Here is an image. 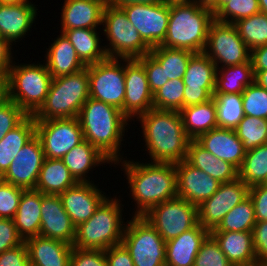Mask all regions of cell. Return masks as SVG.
Instances as JSON below:
<instances>
[{
	"mask_svg": "<svg viewBox=\"0 0 267 266\" xmlns=\"http://www.w3.org/2000/svg\"><path fill=\"white\" fill-rule=\"evenodd\" d=\"M124 157L125 160L115 162L113 167L119 165L121 171L124 170L132 196L130 199L137 206L132 216H143L158 204L178 197L175 163H141Z\"/></svg>",
	"mask_w": 267,
	"mask_h": 266,
	"instance_id": "cell-1",
	"label": "cell"
},
{
	"mask_svg": "<svg viewBox=\"0 0 267 266\" xmlns=\"http://www.w3.org/2000/svg\"><path fill=\"white\" fill-rule=\"evenodd\" d=\"M134 120L140 122L148 162L178 163L186 160L190 138L179 111L152 108Z\"/></svg>",
	"mask_w": 267,
	"mask_h": 266,
	"instance_id": "cell-2",
	"label": "cell"
},
{
	"mask_svg": "<svg viewBox=\"0 0 267 266\" xmlns=\"http://www.w3.org/2000/svg\"><path fill=\"white\" fill-rule=\"evenodd\" d=\"M77 118L84 140L96 147L113 164L125 159L121 142L127 140L123 138L131 121L121 110L89 97Z\"/></svg>",
	"mask_w": 267,
	"mask_h": 266,
	"instance_id": "cell-3",
	"label": "cell"
},
{
	"mask_svg": "<svg viewBox=\"0 0 267 266\" xmlns=\"http://www.w3.org/2000/svg\"><path fill=\"white\" fill-rule=\"evenodd\" d=\"M118 197L108 196L90 219L76 227L73 247L106 250L122 243L127 222L122 214L125 205L120 203V195Z\"/></svg>",
	"mask_w": 267,
	"mask_h": 266,
	"instance_id": "cell-4",
	"label": "cell"
},
{
	"mask_svg": "<svg viewBox=\"0 0 267 266\" xmlns=\"http://www.w3.org/2000/svg\"><path fill=\"white\" fill-rule=\"evenodd\" d=\"M213 21L212 11L196 3L172 4L165 40L160 46L201 53Z\"/></svg>",
	"mask_w": 267,
	"mask_h": 266,
	"instance_id": "cell-5",
	"label": "cell"
},
{
	"mask_svg": "<svg viewBox=\"0 0 267 266\" xmlns=\"http://www.w3.org/2000/svg\"><path fill=\"white\" fill-rule=\"evenodd\" d=\"M89 97L87 68L71 75L52 78L46 99L33 117L35 120L78 117Z\"/></svg>",
	"mask_w": 267,
	"mask_h": 266,
	"instance_id": "cell-6",
	"label": "cell"
},
{
	"mask_svg": "<svg viewBox=\"0 0 267 266\" xmlns=\"http://www.w3.org/2000/svg\"><path fill=\"white\" fill-rule=\"evenodd\" d=\"M17 63L14 61L8 72L10 100L27 115H34L46 99L52 76L44 61Z\"/></svg>",
	"mask_w": 267,
	"mask_h": 266,
	"instance_id": "cell-7",
	"label": "cell"
},
{
	"mask_svg": "<svg viewBox=\"0 0 267 266\" xmlns=\"http://www.w3.org/2000/svg\"><path fill=\"white\" fill-rule=\"evenodd\" d=\"M101 29L107 39V44H102L109 58L138 59L151 51L121 8L105 5Z\"/></svg>",
	"mask_w": 267,
	"mask_h": 266,
	"instance_id": "cell-8",
	"label": "cell"
},
{
	"mask_svg": "<svg viewBox=\"0 0 267 266\" xmlns=\"http://www.w3.org/2000/svg\"><path fill=\"white\" fill-rule=\"evenodd\" d=\"M122 244L134 266H165L166 241L142 216L127 219Z\"/></svg>",
	"mask_w": 267,
	"mask_h": 266,
	"instance_id": "cell-9",
	"label": "cell"
},
{
	"mask_svg": "<svg viewBox=\"0 0 267 266\" xmlns=\"http://www.w3.org/2000/svg\"><path fill=\"white\" fill-rule=\"evenodd\" d=\"M86 68L90 98L122 110L125 97V59L108 57Z\"/></svg>",
	"mask_w": 267,
	"mask_h": 266,
	"instance_id": "cell-10",
	"label": "cell"
},
{
	"mask_svg": "<svg viewBox=\"0 0 267 266\" xmlns=\"http://www.w3.org/2000/svg\"><path fill=\"white\" fill-rule=\"evenodd\" d=\"M216 68L247 63L251 50L239 36L233 24L214 20L208 31L207 43L203 51Z\"/></svg>",
	"mask_w": 267,
	"mask_h": 266,
	"instance_id": "cell-11",
	"label": "cell"
},
{
	"mask_svg": "<svg viewBox=\"0 0 267 266\" xmlns=\"http://www.w3.org/2000/svg\"><path fill=\"white\" fill-rule=\"evenodd\" d=\"M168 241L198 223L197 206L176 197L151 208L142 216Z\"/></svg>",
	"mask_w": 267,
	"mask_h": 266,
	"instance_id": "cell-12",
	"label": "cell"
},
{
	"mask_svg": "<svg viewBox=\"0 0 267 266\" xmlns=\"http://www.w3.org/2000/svg\"><path fill=\"white\" fill-rule=\"evenodd\" d=\"M36 135L42 143L44 157L49 159H62L84 140L77 117L36 120Z\"/></svg>",
	"mask_w": 267,
	"mask_h": 266,
	"instance_id": "cell-13",
	"label": "cell"
},
{
	"mask_svg": "<svg viewBox=\"0 0 267 266\" xmlns=\"http://www.w3.org/2000/svg\"><path fill=\"white\" fill-rule=\"evenodd\" d=\"M121 9L150 48L160 46L164 42L170 5L165 2L159 4H128Z\"/></svg>",
	"mask_w": 267,
	"mask_h": 266,
	"instance_id": "cell-14",
	"label": "cell"
},
{
	"mask_svg": "<svg viewBox=\"0 0 267 266\" xmlns=\"http://www.w3.org/2000/svg\"><path fill=\"white\" fill-rule=\"evenodd\" d=\"M249 189L239 178L221 183L215 194L197 207L198 223L212 231L228 212L249 196Z\"/></svg>",
	"mask_w": 267,
	"mask_h": 266,
	"instance_id": "cell-15",
	"label": "cell"
},
{
	"mask_svg": "<svg viewBox=\"0 0 267 266\" xmlns=\"http://www.w3.org/2000/svg\"><path fill=\"white\" fill-rule=\"evenodd\" d=\"M216 73V65L204 52L194 53L191 56L183 76L184 107L212 99Z\"/></svg>",
	"mask_w": 267,
	"mask_h": 266,
	"instance_id": "cell-16",
	"label": "cell"
},
{
	"mask_svg": "<svg viewBox=\"0 0 267 266\" xmlns=\"http://www.w3.org/2000/svg\"><path fill=\"white\" fill-rule=\"evenodd\" d=\"M153 108L144 65L138 59H125V97L122 113L134 122L141 114Z\"/></svg>",
	"mask_w": 267,
	"mask_h": 266,
	"instance_id": "cell-17",
	"label": "cell"
},
{
	"mask_svg": "<svg viewBox=\"0 0 267 266\" xmlns=\"http://www.w3.org/2000/svg\"><path fill=\"white\" fill-rule=\"evenodd\" d=\"M44 159L42 143L35 135L20 149L1 179L25 190L35 189Z\"/></svg>",
	"mask_w": 267,
	"mask_h": 266,
	"instance_id": "cell-18",
	"label": "cell"
},
{
	"mask_svg": "<svg viewBox=\"0 0 267 266\" xmlns=\"http://www.w3.org/2000/svg\"><path fill=\"white\" fill-rule=\"evenodd\" d=\"M94 182H80L59 194L63 208L75 227L92 217L108 197Z\"/></svg>",
	"mask_w": 267,
	"mask_h": 266,
	"instance_id": "cell-19",
	"label": "cell"
},
{
	"mask_svg": "<svg viewBox=\"0 0 267 266\" xmlns=\"http://www.w3.org/2000/svg\"><path fill=\"white\" fill-rule=\"evenodd\" d=\"M177 195L197 207L215 194L220 182L186 160L175 163Z\"/></svg>",
	"mask_w": 267,
	"mask_h": 266,
	"instance_id": "cell-20",
	"label": "cell"
},
{
	"mask_svg": "<svg viewBox=\"0 0 267 266\" xmlns=\"http://www.w3.org/2000/svg\"><path fill=\"white\" fill-rule=\"evenodd\" d=\"M76 227L63 208L59 195L43 194L39 236L73 244Z\"/></svg>",
	"mask_w": 267,
	"mask_h": 266,
	"instance_id": "cell-21",
	"label": "cell"
},
{
	"mask_svg": "<svg viewBox=\"0 0 267 266\" xmlns=\"http://www.w3.org/2000/svg\"><path fill=\"white\" fill-rule=\"evenodd\" d=\"M34 3H0V37L16 46L29 35L38 17ZM24 37V38H23Z\"/></svg>",
	"mask_w": 267,
	"mask_h": 266,
	"instance_id": "cell-22",
	"label": "cell"
},
{
	"mask_svg": "<svg viewBox=\"0 0 267 266\" xmlns=\"http://www.w3.org/2000/svg\"><path fill=\"white\" fill-rule=\"evenodd\" d=\"M107 0H64L61 7V30L101 29Z\"/></svg>",
	"mask_w": 267,
	"mask_h": 266,
	"instance_id": "cell-23",
	"label": "cell"
},
{
	"mask_svg": "<svg viewBox=\"0 0 267 266\" xmlns=\"http://www.w3.org/2000/svg\"><path fill=\"white\" fill-rule=\"evenodd\" d=\"M196 141L218 159L230 162L237 169L241 167L246 150L235 130L217 127L201 134Z\"/></svg>",
	"mask_w": 267,
	"mask_h": 266,
	"instance_id": "cell-24",
	"label": "cell"
},
{
	"mask_svg": "<svg viewBox=\"0 0 267 266\" xmlns=\"http://www.w3.org/2000/svg\"><path fill=\"white\" fill-rule=\"evenodd\" d=\"M210 231L197 223L178 237L166 241L165 266H193Z\"/></svg>",
	"mask_w": 267,
	"mask_h": 266,
	"instance_id": "cell-25",
	"label": "cell"
},
{
	"mask_svg": "<svg viewBox=\"0 0 267 266\" xmlns=\"http://www.w3.org/2000/svg\"><path fill=\"white\" fill-rule=\"evenodd\" d=\"M30 266H70L73 245L36 236L24 241Z\"/></svg>",
	"mask_w": 267,
	"mask_h": 266,
	"instance_id": "cell-26",
	"label": "cell"
},
{
	"mask_svg": "<svg viewBox=\"0 0 267 266\" xmlns=\"http://www.w3.org/2000/svg\"><path fill=\"white\" fill-rule=\"evenodd\" d=\"M52 41L53 43L46 48L43 60L52 78L71 75L87 67L63 33Z\"/></svg>",
	"mask_w": 267,
	"mask_h": 266,
	"instance_id": "cell-27",
	"label": "cell"
},
{
	"mask_svg": "<svg viewBox=\"0 0 267 266\" xmlns=\"http://www.w3.org/2000/svg\"><path fill=\"white\" fill-rule=\"evenodd\" d=\"M61 160L78 183L94 182V179L90 181L91 178L88 175L95 167L102 166L103 164L113 165L106 156L87 140H83L72 148Z\"/></svg>",
	"mask_w": 267,
	"mask_h": 266,
	"instance_id": "cell-28",
	"label": "cell"
},
{
	"mask_svg": "<svg viewBox=\"0 0 267 266\" xmlns=\"http://www.w3.org/2000/svg\"><path fill=\"white\" fill-rule=\"evenodd\" d=\"M233 266L257 264L252 232H210Z\"/></svg>",
	"mask_w": 267,
	"mask_h": 266,
	"instance_id": "cell-29",
	"label": "cell"
},
{
	"mask_svg": "<svg viewBox=\"0 0 267 266\" xmlns=\"http://www.w3.org/2000/svg\"><path fill=\"white\" fill-rule=\"evenodd\" d=\"M186 161L220 183L232 182L238 178V169L235 166L228 161L218 159L196 140L189 142Z\"/></svg>",
	"mask_w": 267,
	"mask_h": 266,
	"instance_id": "cell-30",
	"label": "cell"
},
{
	"mask_svg": "<svg viewBox=\"0 0 267 266\" xmlns=\"http://www.w3.org/2000/svg\"><path fill=\"white\" fill-rule=\"evenodd\" d=\"M42 193L35 189L24 190L17 212L13 218L15 227L23 241L39 236L41 227Z\"/></svg>",
	"mask_w": 267,
	"mask_h": 266,
	"instance_id": "cell-31",
	"label": "cell"
},
{
	"mask_svg": "<svg viewBox=\"0 0 267 266\" xmlns=\"http://www.w3.org/2000/svg\"><path fill=\"white\" fill-rule=\"evenodd\" d=\"M36 135V120L27 115L16 127L0 141V178L23 148Z\"/></svg>",
	"mask_w": 267,
	"mask_h": 266,
	"instance_id": "cell-32",
	"label": "cell"
},
{
	"mask_svg": "<svg viewBox=\"0 0 267 266\" xmlns=\"http://www.w3.org/2000/svg\"><path fill=\"white\" fill-rule=\"evenodd\" d=\"M99 29H71L62 33L71 42L80 60L86 65L95 64L108 58L104 46V41L100 38L102 34Z\"/></svg>",
	"mask_w": 267,
	"mask_h": 266,
	"instance_id": "cell-33",
	"label": "cell"
},
{
	"mask_svg": "<svg viewBox=\"0 0 267 266\" xmlns=\"http://www.w3.org/2000/svg\"><path fill=\"white\" fill-rule=\"evenodd\" d=\"M77 183L61 159L45 158L35 190L43 194L59 195Z\"/></svg>",
	"mask_w": 267,
	"mask_h": 266,
	"instance_id": "cell-34",
	"label": "cell"
},
{
	"mask_svg": "<svg viewBox=\"0 0 267 266\" xmlns=\"http://www.w3.org/2000/svg\"><path fill=\"white\" fill-rule=\"evenodd\" d=\"M179 113L184 130L191 140H196L201 134L217 128L213 98L204 103L183 107Z\"/></svg>",
	"mask_w": 267,
	"mask_h": 266,
	"instance_id": "cell-35",
	"label": "cell"
},
{
	"mask_svg": "<svg viewBox=\"0 0 267 266\" xmlns=\"http://www.w3.org/2000/svg\"><path fill=\"white\" fill-rule=\"evenodd\" d=\"M254 82L251 60L247 63L217 68L214 93H243Z\"/></svg>",
	"mask_w": 267,
	"mask_h": 266,
	"instance_id": "cell-36",
	"label": "cell"
},
{
	"mask_svg": "<svg viewBox=\"0 0 267 266\" xmlns=\"http://www.w3.org/2000/svg\"><path fill=\"white\" fill-rule=\"evenodd\" d=\"M149 54L164 69L165 82L177 78L183 79L189 60L194 54L185 49L157 46L151 48Z\"/></svg>",
	"mask_w": 267,
	"mask_h": 266,
	"instance_id": "cell-37",
	"label": "cell"
},
{
	"mask_svg": "<svg viewBox=\"0 0 267 266\" xmlns=\"http://www.w3.org/2000/svg\"><path fill=\"white\" fill-rule=\"evenodd\" d=\"M212 98L216 105L217 127L234 130L245 116L242 94L214 93Z\"/></svg>",
	"mask_w": 267,
	"mask_h": 266,
	"instance_id": "cell-38",
	"label": "cell"
},
{
	"mask_svg": "<svg viewBox=\"0 0 267 266\" xmlns=\"http://www.w3.org/2000/svg\"><path fill=\"white\" fill-rule=\"evenodd\" d=\"M238 178L249 188L264 184L267 178V143L246 151Z\"/></svg>",
	"mask_w": 267,
	"mask_h": 266,
	"instance_id": "cell-39",
	"label": "cell"
},
{
	"mask_svg": "<svg viewBox=\"0 0 267 266\" xmlns=\"http://www.w3.org/2000/svg\"><path fill=\"white\" fill-rule=\"evenodd\" d=\"M256 223L254 204L250 196L236 205L210 232H252Z\"/></svg>",
	"mask_w": 267,
	"mask_h": 266,
	"instance_id": "cell-40",
	"label": "cell"
},
{
	"mask_svg": "<svg viewBox=\"0 0 267 266\" xmlns=\"http://www.w3.org/2000/svg\"><path fill=\"white\" fill-rule=\"evenodd\" d=\"M233 25L250 50L267 44V14L259 12Z\"/></svg>",
	"mask_w": 267,
	"mask_h": 266,
	"instance_id": "cell-41",
	"label": "cell"
},
{
	"mask_svg": "<svg viewBox=\"0 0 267 266\" xmlns=\"http://www.w3.org/2000/svg\"><path fill=\"white\" fill-rule=\"evenodd\" d=\"M234 130L246 151L267 143V119L245 115Z\"/></svg>",
	"mask_w": 267,
	"mask_h": 266,
	"instance_id": "cell-42",
	"label": "cell"
},
{
	"mask_svg": "<svg viewBox=\"0 0 267 266\" xmlns=\"http://www.w3.org/2000/svg\"><path fill=\"white\" fill-rule=\"evenodd\" d=\"M184 88L183 79L168 80L153 94V108L180 111L184 107Z\"/></svg>",
	"mask_w": 267,
	"mask_h": 266,
	"instance_id": "cell-43",
	"label": "cell"
},
{
	"mask_svg": "<svg viewBox=\"0 0 267 266\" xmlns=\"http://www.w3.org/2000/svg\"><path fill=\"white\" fill-rule=\"evenodd\" d=\"M259 12V0H231L214 15V20L233 24Z\"/></svg>",
	"mask_w": 267,
	"mask_h": 266,
	"instance_id": "cell-44",
	"label": "cell"
},
{
	"mask_svg": "<svg viewBox=\"0 0 267 266\" xmlns=\"http://www.w3.org/2000/svg\"><path fill=\"white\" fill-rule=\"evenodd\" d=\"M242 100L245 115L267 119V89L253 82L242 93Z\"/></svg>",
	"mask_w": 267,
	"mask_h": 266,
	"instance_id": "cell-45",
	"label": "cell"
},
{
	"mask_svg": "<svg viewBox=\"0 0 267 266\" xmlns=\"http://www.w3.org/2000/svg\"><path fill=\"white\" fill-rule=\"evenodd\" d=\"M193 266H233L220 250L216 240L209 235L202 243Z\"/></svg>",
	"mask_w": 267,
	"mask_h": 266,
	"instance_id": "cell-46",
	"label": "cell"
},
{
	"mask_svg": "<svg viewBox=\"0 0 267 266\" xmlns=\"http://www.w3.org/2000/svg\"><path fill=\"white\" fill-rule=\"evenodd\" d=\"M24 190L0 178V218H14Z\"/></svg>",
	"mask_w": 267,
	"mask_h": 266,
	"instance_id": "cell-47",
	"label": "cell"
},
{
	"mask_svg": "<svg viewBox=\"0 0 267 266\" xmlns=\"http://www.w3.org/2000/svg\"><path fill=\"white\" fill-rule=\"evenodd\" d=\"M26 116L27 114L14 101L10 100L0 106V141Z\"/></svg>",
	"mask_w": 267,
	"mask_h": 266,
	"instance_id": "cell-48",
	"label": "cell"
},
{
	"mask_svg": "<svg viewBox=\"0 0 267 266\" xmlns=\"http://www.w3.org/2000/svg\"><path fill=\"white\" fill-rule=\"evenodd\" d=\"M70 266H107L105 250H90L73 247Z\"/></svg>",
	"mask_w": 267,
	"mask_h": 266,
	"instance_id": "cell-49",
	"label": "cell"
},
{
	"mask_svg": "<svg viewBox=\"0 0 267 266\" xmlns=\"http://www.w3.org/2000/svg\"><path fill=\"white\" fill-rule=\"evenodd\" d=\"M138 60L144 65L150 91L154 94L167 83L165 82L164 69L150 54H146Z\"/></svg>",
	"mask_w": 267,
	"mask_h": 266,
	"instance_id": "cell-50",
	"label": "cell"
},
{
	"mask_svg": "<svg viewBox=\"0 0 267 266\" xmlns=\"http://www.w3.org/2000/svg\"><path fill=\"white\" fill-rule=\"evenodd\" d=\"M23 242V239L19 236L15 227L14 220L0 218V254L22 244Z\"/></svg>",
	"mask_w": 267,
	"mask_h": 266,
	"instance_id": "cell-51",
	"label": "cell"
},
{
	"mask_svg": "<svg viewBox=\"0 0 267 266\" xmlns=\"http://www.w3.org/2000/svg\"><path fill=\"white\" fill-rule=\"evenodd\" d=\"M257 263L267 262V221H258L252 229Z\"/></svg>",
	"mask_w": 267,
	"mask_h": 266,
	"instance_id": "cell-52",
	"label": "cell"
},
{
	"mask_svg": "<svg viewBox=\"0 0 267 266\" xmlns=\"http://www.w3.org/2000/svg\"><path fill=\"white\" fill-rule=\"evenodd\" d=\"M249 196L254 204L256 222L267 221V185L259 184L250 187Z\"/></svg>",
	"mask_w": 267,
	"mask_h": 266,
	"instance_id": "cell-53",
	"label": "cell"
},
{
	"mask_svg": "<svg viewBox=\"0 0 267 266\" xmlns=\"http://www.w3.org/2000/svg\"><path fill=\"white\" fill-rule=\"evenodd\" d=\"M0 266H30L25 242L1 253Z\"/></svg>",
	"mask_w": 267,
	"mask_h": 266,
	"instance_id": "cell-54",
	"label": "cell"
},
{
	"mask_svg": "<svg viewBox=\"0 0 267 266\" xmlns=\"http://www.w3.org/2000/svg\"><path fill=\"white\" fill-rule=\"evenodd\" d=\"M107 266H134L129 251L121 243L105 250Z\"/></svg>",
	"mask_w": 267,
	"mask_h": 266,
	"instance_id": "cell-55",
	"label": "cell"
},
{
	"mask_svg": "<svg viewBox=\"0 0 267 266\" xmlns=\"http://www.w3.org/2000/svg\"><path fill=\"white\" fill-rule=\"evenodd\" d=\"M13 45L0 37V71L8 73L15 59ZM13 50V51H12ZM13 52V53H12Z\"/></svg>",
	"mask_w": 267,
	"mask_h": 266,
	"instance_id": "cell-56",
	"label": "cell"
},
{
	"mask_svg": "<svg viewBox=\"0 0 267 266\" xmlns=\"http://www.w3.org/2000/svg\"><path fill=\"white\" fill-rule=\"evenodd\" d=\"M250 60L253 71L267 69V44L251 50Z\"/></svg>",
	"mask_w": 267,
	"mask_h": 266,
	"instance_id": "cell-57",
	"label": "cell"
},
{
	"mask_svg": "<svg viewBox=\"0 0 267 266\" xmlns=\"http://www.w3.org/2000/svg\"><path fill=\"white\" fill-rule=\"evenodd\" d=\"M10 101L9 76L8 73L0 71V106Z\"/></svg>",
	"mask_w": 267,
	"mask_h": 266,
	"instance_id": "cell-58",
	"label": "cell"
},
{
	"mask_svg": "<svg viewBox=\"0 0 267 266\" xmlns=\"http://www.w3.org/2000/svg\"><path fill=\"white\" fill-rule=\"evenodd\" d=\"M112 6L121 8L128 4H159L163 3L164 0H107Z\"/></svg>",
	"mask_w": 267,
	"mask_h": 266,
	"instance_id": "cell-59",
	"label": "cell"
},
{
	"mask_svg": "<svg viewBox=\"0 0 267 266\" xmlns=\"http://www.w3.org/2000/svg\"><path fill=\"white\" fill-rule=\"evenodd\" d=\"M254 72V82L262 88L267 89V69Z\"/></svg>",
	"mask_w": 267,
	"mask_h": 266,
	"instance_id": "cell-60",
	"label": "cell"
},
{
	"mask_svg": "<svg viewBox=\"0 0 267 266\" xmlns=\"http://www.w3.org/2000/svg\"><path fill=\"white\" fill-rule=\"evenodd\" d=\"M219 0H195L194 3H196L200 7H204L207 9H212Z\"/></svg>",
	"mask_w": 267,
	"mask_h": 266,
	"instance_id": "cell-61",
	"label": "cell"
},
{
	"mask_svg": "<svg viewBox=\"0 0 267 266\" xmlns=\"http://www.w3.org/2000/svg\"><path fill=\"white\" fill-rule=\"evenodd\" d=\"M231 0H219V2L211 9L212 13L215 15L226 3Z\"/></svg>",
	"mask_w": 267,
	"mask_h": 266,
	"instance_id": "cell-62",
	"label": "cell"
},
{
	"mask_svg": "<svg viewBox=\"0 0 267 266\" xmlns=\"http://www.w3.org/2000/svg\"><path fill=\"white\" fill-rule=\"evenodd\" d=\"M195 0H164V2L168 5L172 4H190L194 3Z\"/></svg>",
	"mask_w": 267,
	"mask_h": 266,
	"instance_id": "cell-63",
	"label": "cell"
},
{
	"mask_svg": "<svg viewBox=\"0 0 267 266\" xmlns=\"http://www.w3.org/2000/svg\"><path fill=\"white\" fill-rule=\"evenodd\" d=\"M0 3L14 4V3H33L29 0H0Z\"/></svg>",
	"mask_w": 267,
	"mask_h": 266,
	"instance_id": "cell-64",
	"label": "cell"
},
{
	"mask_svg": "<svg viewBox=\"0 0 267 266\" xmlns=\"http://www.w3.org/2000/svg\"><path fill=\"white\" fill-rule=\"evenodd\" d=\"M260 12L267 14V0H259Z\"/></svg>",
	"mask_w": 267,
	"mask_h": 266,
	"instance_id": "cell-65",
	"label": "cell"
},
{
	"mask_svg": "<svg viewBox=\"0 0 267 266\" xmlns=\"http://www.w3.org/2000/svg\"><path fill=\"white\" fill-rule=\"evenodd\" d=\"M256 266H267V262L257 263Z\"/></svg>",
	"mask_w": 267,
	"mask_h": 266,
	"instance_id": "cell-66",
	"label": "cell"
}]
</instances>
